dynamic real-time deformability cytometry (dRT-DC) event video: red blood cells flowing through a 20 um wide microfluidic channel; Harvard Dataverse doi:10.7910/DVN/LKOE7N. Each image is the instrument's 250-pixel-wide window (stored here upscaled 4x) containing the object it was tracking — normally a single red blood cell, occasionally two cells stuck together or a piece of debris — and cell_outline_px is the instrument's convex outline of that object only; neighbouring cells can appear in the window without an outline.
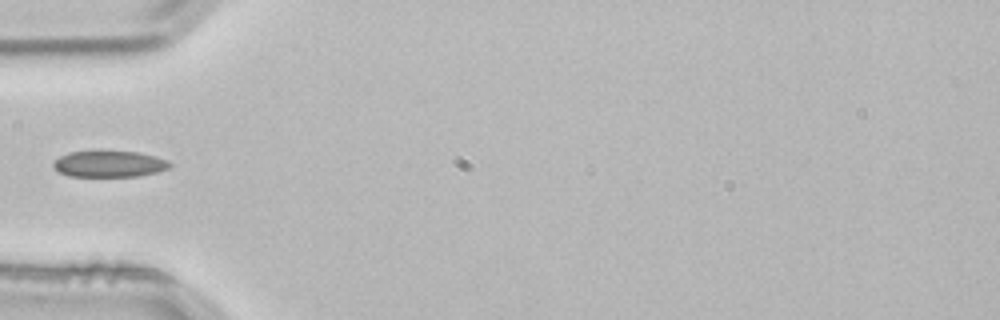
{"species": "common noctule bat (a hibernating species)", "species_latin": "Nyctalus noctula", "temperature_condition": "room temperature", "stored_images_in_passage": 3, "camera_frame_rate_fps": 3000, "um_per_image_px": 0.085, "animal": {"sex": "male", "body_mass_g": 21.5, "forearm_length_mm": 52.0}, "frame": {"image": 1, "passage_image": 3, "time_ms": 0.667, "image_size_px": [1000, 320], "cell_outline_px": [[172, 164], [168, 168], [156, 172], [136, 176], [68, 176], [60, 172], [52, 164], [60, 156], [68, 152], [100, 148], [136, 152], [156, 156], [168, 160]], "centroid_in_image_um": [9.27, 13.88], "position_along_channel_um": 75.7, "area_um2": 18.44}}